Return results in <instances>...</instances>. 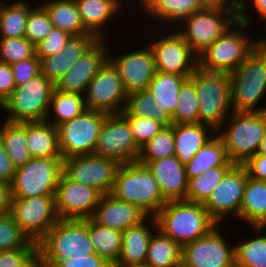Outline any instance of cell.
Wrapping results in <instances>:
<instances>
[{
    "instance_id": "obj_1",
    "label": "cell",
    "mask_w": 266,
    "mask_h": 267,
    "mask_svg": "<svg viewBox=\"0 0 266 267\" xmlns=\"http://www.w3.org/2000/svg\"><path fill=\"white\" fill-rule=\"evenodd\" d=\"M154 217L157 229L181 247L207 235L218 225L203 203L186 200L166 202Z\"/></svg>"
},
{
    "instance_id": "obj_2",
    "label": "cell",
    "mask_w": 266,
    "mask_h": 267,
    "mask_svg": "<svg viewBox=\"0 0 266 267\" xmlns=\"http://www.w3.org/2000/svg\"><path fill=\"white\" fill-rule=\"evenodd\" d=\"M111 195L137 206L147 216H155L166 204L158 182L148 168L138 162L119 165Z\"/></svg>"
},
{
    "instance_id": "obj_3",
    "label": "cell",
    "mask_w": 266,
    "mask_h": 267,
    "mask_svg": "<svg viewBox=\"0 0 266 267\" xmlns=\"http://www.w3.org/2000/svg\"><path fill=\"white\" fill-rule=\"evenodd\" d=\"M228 76L233 112L266 111V105L256 108L266 93V50L258 44Z\"/></svg>"
},
{
    "instance_id": "obj_4",
    "label": "cell",
    "mask_w": 266,
    "mask_h": 267,
    "mask_svg": "<svg viewBox=\"0 0 266 267\" xmlns=\"http://www.w3.org/2000/svg\"><path fill=\"white\" fill-rule=\"evenodd\" d=\"M238 20L237 6L232 3H209L183 19L185 24L177 32L189 44L192 51L199 56L212 45L228 28ZM183 22V24H181Z\"/></svg>"
},
{
    "instance_id": "obj_5",
    "label": "cell",
    "mask_w": 266,
    "mask_h": 267,
    "mask_svg": "<svg viewBox=\"0 0 266 267\" xmlns=\"http://www.w3.org/2000/svg\"><path fill=\"white\" fill-rule=\"evenodd\" d=\"M189 78L197 91L198 122L217 132L233 112L228 73L207 71L198 66Z\"/></svg>"
},
{
    "instance_id": "obj_6",
    "label": "cell",
    "mask_w": 266,
    "mask_h": 267,
    "mask_svg": "<svg viewBox=\"0 0 266 267\" xmlns=\"http://www.w3.org/2000/svg\"><path fill=\"white\" fill-rule=\"evenodd\" d=\"M265 132L266 111L232 112L216 134L224 143L228 159L243 165L257 153Z\"/></svg>"
},
{
    "instance_id": "obj_7",
    "label": "cell",
    "mask_w": 266,
    "mask_h": 267,
    "mask_svg": "<svg viewBox=\"0 0 266 267\" xmlns=\"http://www.w3.org/2000/svg\"><path fill=\"white\" fill-rule=\"evenodd\" d=\"M36 247L43 262L96 254L90 241L89 219H59Z\"/></svg>"
},
{
    "instance_id": "obj_8",
    "label": "cell",
    "mask_w": 266,
    "mask_h": 267,
    "mask_svg": "<svg viewBox=\"0 0 266 267\" xmlns=\"http://www.w3.org/2000/svg\"><path fill=\"white\" fill-rule=\"evenodd\" d=\"M246 27V23L237 20L198 56V66L207 71H234L259 44L258 39L253 41L244 34Z\"/></svg>"
},
{
    "instance_id": "obj_9",
    "label": "cell",
    "mask_w": 266,
    "mask_h": 267,
    "mask_svg": "<svg viewBox=\"0 0 266 267\" xmlns=\"http://www.w3.org/2000/svg\"><path fill=\"white\" fill-rule=\"evenodd\" d=\"M54 89L55 84L42 74L16 87L1 106L9 114L5 121H45Z\"/></svg>"
},
{
    "instance_id": "obj_10",
    "label": "cell",
    "mask_w": 266,
    "mask_h": 267,
    "mask_svg": "<svg viewBox=\"0 0 266 267\" xmlns=\"http://www.w3.org/2000/svg\"><path fill=\"white\" fill-rule=\"evenodd\" d=\"M62 170V157H32L16 168L10 184L11 198L54 196Z\"/></svg>"
},
{
    "instance_id": "obj_11",
    "label": "cell",
    "mask_w": 266,
    "mask_h": 267,
    "mask_svg": "<svg viewBox=\"0 0 266 267\" xmlns=\"http://www.w3.org/2000/svg\"><path fill=\"white\" fill-rule=\"evenodd\" d=\"M10 214L23 234L35 245L59 220L54 196L11 198Z\"/></svg>"
},
{
    "instance_id": "obj_12",
    "label": "cell",
    "mask_w": 266,
    "mask_h": 267,
    "mask_svg": "<svg viewBox=\"0 0 266 267\" xmlns=\"http://www.w3.org/2000/svg\"><path fill=\"white\" fill-rule=\"evenodd\" d=\"M108 114L85 110L81 115L57 126L62 159L94 154L101 126Z\"/></svg>"
},
{
    "instance_id": "obj_13",
    "label": "cell",
    "mask_w": 266,
    "mask_h": 267,
    "mask_svg": "<svg viewBox=\"0 0 266 267\" xmlns=\"http://www.w3.org/2000/svg\"><path fill=\"white\" fill-rule=\"evenodd\" d=\"M140 149L127 118L122 113L108 114L101 126L94 154L126 164L137 162Z\"/></svg>"
},
{
    "instance_id": "obj_14",
    "label": "cell",
    "mask_w": 266,
    "mask_h": 267,
    "mask_svg": "<svg viewBox=\"0 0 266 267\" xmlns=\"http://www.w3.org/2000/svg\"><path fill=\"white\" fill-rule=\"evenodd\" d=\"M119 163L95 154L63 159L62 173L72 181L89 186L101 195L111 194Z\"/></svg>"
},
{
    "instance_id": "obj_15",
    "label": "cell",
    "mask_w": 266,
    "mask_h": 267,
    "mask_svg": "<svg viewBox=\"0 0 266 267\" xmlns=\"http://www.w3.org/2000/svg\"><path fill=\"white\" fill-rule=\"evenodd\" d=\"M221 232L218 224L207 235L184 244L181 266L235 267V246L231 247Z\"/></svg>"
},
{
    "instance_id": "obj_16",
    "label": "cell",
    "mask_w": 266,
    "mask_h": 267,
    "mask_svg": "<svg viewBox=\"0 0 266 267\" xmlns=\"http://www.w3.org/2000/svg\"><path fill=\"white\" fill-rule=\"evenodd\" d=\"M84 95L87 110L106 114L121 113L128 96L118 70L109 60L90 81Z\"/></svg>"
},
{
    "instance_id": "obj_17",
    "label": "cell",
    "mask_w": 266,
    "mask_h": 267,
    "mask_svg": "<svg viewBox=\"0 0 266 267\" xmlns=\"http://www.w3.org/2000/svg\"><path fill=\"white\" fill-rule=\"evenodd\" d=\"M247 178L245 167L235 164L203 203L209 215L218 224L229 219L231 214L240 219V208Z\"/></svg>"
},
{
    "instance_id": "obj_18",
    "label": "cell",
    "mask_w": 266,
    "mask_h": 267,
    "mask_svg": "<svg viewBox=\"0 0 266 267\" xmlns=\"http://www.w3.org/2000/svg\"><path fill=\"white\" fill-rule=\"evenodd\" d=\"M149 47L153 52L156 71L189 78L198 67V56L177 31L157 38Z\"/></svg>"
},
{
    "instance_id": "obj_19",
    "label": "cell",
    "mask_w": 266,
    "mask_h": 267,
    "mask_svg": "<svg viewBox=\"0 0 266 267\" xmlns=\"http://www.w3.org/2000/svg\"><path fill=\"white\" fill-rule=\"evenodd\" d=\"M101 196L97 190L69 180L62 173L54 195L56 214L59 219H89Z\"/></svg>"
},
{
    "instance_id": "obj_20",
    "label": "cell",
    "mask_w": 266,
    "mask_h": 267,
    "mask_svg": "<svg viewBox=\"0 0 266 267\" xmlns=\"http://www.w3.org/2000/svg\"><path fill=\"white\" fill-rule=\"evenodd\" d=\"M106 39H98L56 82L55 89L84 95L90 81L109 60Z\"/></svg>"
},
{
    "instance_id": "obj_21",
    "label": "cell",
    "mask_w": 266,
    "mask_h": 267,
    "mask_svg": "<svg viewBox=\"0 0 266 267\" xmlns=\"http://www.w3.org/2000/svg\"><path fill=\"white\" fill-rule=\"evenodd\" d=\"M109 61L118 70L127 95L147 90L156 72L153 52L149 45L115 58L109 57Z\"/></svg>"
},
{
    "instance_id": "obj_22",
    "label": "cell",
    "mask_w": 266,
    "mask_h": 267,
    "mask_svg": "<svg viewBox=\"0 0 266 267\" xmlns=\"http://www.w3.org/2000/svg\"><path fill=\"white\" fill-rule=\"evenodd\" d=\"M137 162L145 165L152 173L166 202L185 200L188 180L184 165L175 155L152 161Z\"/></svg>"
},
{
    "instance_id": "obj_23",
    "label": "cell",
    "mask_w": 266,
    "mask_h": 267,
    "mask_svg": "<svg viewBox=\"0 0 266 267\" xmlns=\"http://www.w3.org/2000/svg\"><path fill=\"white\" fill-rule=\"evenodd\" d=\"M146 217L147 215L137 206L107 194L101 196L91 219L101 226L124 232Z\"/></svg>"
},
{
    "instance_id": "obj_24",
    "label": "cell",
    "mask_w": 266,
    "mask_h": 267,
    "mask_svg": "<svg viewBox=\"0 0 266 267\" xmlns=\"http://www.w3.org/2000/svg\"><path fill=\"white\" fill-rule=\"evenodd\" d=\"M97 40L93 34L71 36L58 54L40 59L41 74L56 84Z\"/></svg>"
},
{
    "instance_id": "obj_25",
    "label": "cell",
    "mask_w": 266,
    "mask_h": 267,
    "mask_svg": "<svg viewBox=\"0 0 266 267\" xmlns=\"http://www.w3.org/2000/svg\"><path fill=\"white\" fill-rule=\"evenodd\" d=\"M148 221H152L149 222V224L151 223L154 226L152 228L157 227L155 217L147 216L139 224L129 227L122 232V248L116 265H145L149 243L154 233L151 230V226L147 224Z\"/></svg>"
},
{
    "instance_id": "obj_26",
    "label": "cell",
    "mask_w": 266,
    "mask_h": 267,
    "mask_svg": "<svg viewBox=\"0 0 266 267\" xmlns=\"http://www.w3.org/2000/svg\"><path fill=\"white\" fill-rule=\"evenodd\" d=\"M216 133L212 127L199 122L174 124L175 156L185 166Z\"/></svg>"
},
{
    "instance_id": "obj_27",
    "label": "cell",
    "mask_w": 266,
    "mask_h": 267,
    "mask_svg": "<svg viewBox=\"0 0 266 267\" xmlns=\"http://www.w3.org/2000/svg\"><path fill=\"white\" fill-rule=\"evenodd\" d=\"M122 0H75L84 28L98 39H105L103 28L123 10ZM117 12V13H116Z\"/></svg>"
},
{
    "instance_id": "obj_28",
    "label": "cell",
    "mask_w": 266,
    "mask_h": 267,
    "mask_svg": "<svg viewBox=\"0 0 266 267\" xmlns=\"http://www.w3.org/2000/svg\"><path fill=\"white\" fill-rule=\"evenodd\" d=\"M240 218L251 225L256 235L266 229V181L247 178Z\"/></svg>"
},
{
    "instance_id": "obj_29",
    "label": "cell",
    "mask_w": 266,
    "mask_h": 267,
    "mask_svg": "<svg viewBox=\"0 0 266 267\" xmlns=\"http://www.w3.org/2000/svg\"><path fill=\"white\" fill-rule=\"evenodd\" d=\"M142 10L156 19L170 24H177L196 11L203 9L208 0H139ZM154 16V17H153Z\"/></svg>"
},
{
    "instance_id": "obj_30",
    "label": "cell",
    "mask_w": 266,
    "mask_h": 267,
    "mask_svg": "<svg viewBox=\"0 0 266 267\" xmlns=\"http://www.w3.org/2000/svg\"><path fill=\"white\" fill-rule=\"evenodd\" d=\"M25 137L32 157H62L57 127L47 121L25 122Z\"/></svg>"
},
{
    "instance_id": "obj_31",
    "label": "cell",
    "mask_w": 266,
    "mask_h": 267,
    "mask_svg": "<svg viewBox=\"0 0 266 267\" xmlns=\"http://www.w3.org/2000/svg\"><path fill=\"white\" fill-rule=\"evenodd\" d=\"M234 165L227 157L222 139L216 134L197 151L190 162L184 167L187 180H189L201 175L210 168Z\"/></svg>"
},
{
    "instance_id": "obj_32",
    "label": "cell",
    "mask_w": 266,
    "mask_h": 267,
    "mask_svg": "<svg viewBox=\"0 0 266 267\" xmlns=\"http://www.w3.org/2000/svg\"><path fill=\"white\" fill-rule=\"evenodd\" d=\"M42 3L54 27L71 36L90 34L82 24L75 0H47Z\"/></svg>"
},
{
    "instance_id": "obj_33",
    "label": "cell",
    "mask_w": 266,
    "mask_h": 267,
    "mask_svg": "<svg viewBox=\"0 0 266 267\" xmlns=\"http://www.w3.org/2000/svg\"><path fill=\"white\" fill-rule=\"evenodd\" d=\"M89 235L94 251L108 264H117L122 248V232L101 226L89 218Z\"/></svg>"
},
{
    "instance_id": "obj_34",
    "label": "cell",
    "mask_w": 266,
    "mask_h": 267,
    "mask_svg": "<svg viewBox=\"0 0 266 267\" xmlns=\"http://www.w3.org/2000/svg\"><path fill=\"white\" fill-rule=\"evenodd\" d=\"M187 79L183 75L156 71L148 84L147 90L155 97L157 105L172 115L178 104L181 85Z\"/></svg>"
},
{
    "instance_id": "obj_35",
    "label": "cell",
    "mask_w": 266,
    "mask_h": 267,
    "mask_svg": "<svg viewBox=\"0 0 266 267\" xmlns=\"http://www.w3.org/2000/svg\"><path fill=\"white\" fill-rule=\"evenodd\" d=\"M121 113L124 116L152 118L164 126L173 125L170 113L157 105V100L148 90L129 94L124 110Z\"/></svg>"
},
{
    "instance_id": "obj_36",
    "label": "cell",
    "mask_w": 266,
    "mask_h": 267,
    "mask_svg": "<svg viewBox=\"0 0 266 267\" xmlns=\"http://www.w3.org/2000/svg\"><path fill=\"white\" fill-rule=\"evenodd\" d=\"M153 230L155 233L151 236L145 265L148 267H180L182 247L163 235L157 227Z\"/></svg>"
},
{
    "instance_id": "obj_37",
    "label": "cell",
    "mask_w": 266,
    "mask_h": 267,
    "mask_svg": "<svg viewBox=\"0 0 266 267\" xmlns=\"http://www.w3.org/2000/svg\"><path fill=\"white\" fill-rule=\"evenodd\" d=\"M83 96L77 93H64L54 89L45 121L57 127L81 115L86 110ZM50 115L52 116L50 117Z\"/></svg>"
},
{
    "instance_id": "obj_38",
    "label": "cell",
    "mask_w": 266,
    "mask_h": 267,
    "mask_svg": "<svg viewBox=\"0 0 266 267\" xmlns=\"http://www.w3.org/2000/svg\"><path fill=\"white\" fill-rule=\"evenodd\" d=\"M13 2L6 5L0 0V38L25 37L28 13L34 6L24 0Z\"/></svg>"
},
{
    "instance_id": "obj_39",
    "label": "cell",
    "mask_w": 266,
    "mask_h": 267,
    "mask_svg": "<svg viewBox=\"0 0 266 267\" xmlns=\"http://www.w3.org/2000/svg\"><path fill=\"white\" fill-rule=\"evenodd\" d=\"M4 122L0 127V139L12 164L18 168L32 158L26 145L25 122Z\"/></svg>"
},
{
    "instance_id": "obj_40",
    "label": "cell",
    "mask_w": 266,
    "mask_h": 267,
    "mask_svg": "<svg viewBox=\"0 0 266 267\" xmlns=\"http://www.w3.org/2000/svg\"><path fill=\"white\" fill-rule=\"evenodd\" d=\"M232 167L217 166L206 170L197 177L190 178L185 200L204 203Z\"/></svg>"
},
{
    "instance_id": "obj_41",
    "label": "cell",
    "mask_w": 266,
    "mask_h": 267,
    "mask_svg": "<svg viewBox=\"0 0 266 267\" xmlns=\"http://www.w3.org/2000/svg\"><path fill=\"white\" fill-rule=\"evenodd\" d=\"M198 96L195 83L188 78L182 85L178 94V104L171 115L173 124L198 123Z\"/></svg>"
},
{
    "instance_id": "obj_42",
    "label": "cell",
    "mask_w": 266,
    "mask_h": 267,
    "mask_svg": "<svg viewBox=\"0 0 266 267\" xmlns=\"http://www.w3.org/2000/svg\"><path fill=\"white\" fill-rule=\"evenodd\" d=\"M263 235L235 245V267H266V235Z\"/></svg>"
},
{
    "instance_id": "obj_43",
    "label": "cell",
    "mask_w": 266,
    "mask_h": 267,
    "mask_svg": "<svg viewBox=\"0 0 266 267\" xmlns=\"http://www.w3.org/2000/svg\"><path fill=\"white\" fill-rule=\"evenodd\" d=\"M174 124L164 126L140 149L137 161H152L175 155Z\"/></svg>"
},
{
    "instance_id": "obj_44",
    "label": "cell",
    "mask_w": 266,
    "mask_h": 267,
    "mask_svg": "<svg viewBox=\"0 0 266 267\" xmlns=\"http://www.w3.org/2000/svg\"><path fill=\"white\" fill-rule=\"evenodd\" d=\"M35 248L36 245L23 234L10 213L0 216V252Z\"/></svg>"
},
{
    "instance_id": "obj_45",
    "label": "cell",
    "mask_w": 266,
    "mask_h": 267,
    "mask_svg": "<svg viewBox=\"0 0 266 267\" xmlns=\"http://www.w3.org/2000/svg\"><path fill=\"white\" fill-rule=\"evenodd\" d=\"M34 54L35 46L25 37L0 39V61L3 63L12 65Z\"/></svg>"
},
{
    "instance_id": "obj_46",
    "label": "cell",
    "mask_w": 266,
    "mask_h": 267,
    "mask_svg": "<svg viewBox=\"0 0 266 267\" xmlns=\"http://www.w3.org/2000/svg\"><path fill=\"white\" fill-rule=\"evenodd\" d=\"M53 27L48 13L41 4H38L28 13L25 38L35 46L48 35Z\"/></svg>"
},
{
    "instance_id": "obj_47",
    "label": "cell",
    "mask_w": 266,
    "mask_h": 267,
    "mask_svg": "<svg viewBox=\"0 0 266 267\" xmlns=\"http://www.w3.org/2000/svg\"><path fill=\"white\" fill-rule=\"evenodd\" d=\"M129 122L136 144L141 148L164 127L163 124L152 118L125 116Z\"/></svg>"
},
{
    "instance_id": "obj_48",
    "label": "cell",
    "mask_w": 266,
    "mask_h": 267,
    "mask_svg": "<svg viewBox=\"0 0 266 267\" xmlns=\"http://www.w3.org/2000/svg\"><path fill=\"white\" fill-rule=\"evenodd\" d=\"M70 37L68 33L53 27L48 35L35 45V55L41 59L58 54Z\"/></svg>"
},
{
    "instance_id": "obj_49",
    "label": "cell",
    "mask_w": 266,
    "mask_h": 267,
    "mask_svg": "<svg viewBox=\"0 0 266 267\" xmlns=\"http://www.w3.org/2000/svg\"><path fill=\"white\" fill-rule=\"evenodd\" d=\"M16 87L41 74L40 59L34 54L31 58L11 65Z\"/></svg>"
},
{
    "instance_id": "obj_50",
    "label": "cell",
    "mask_w": 266,
    "mask_h": 267,
    "mask_svg": "<svg viewBox=\"0 0 266 267\" xmlns=\"http://www.w3.org/2000/svg\"><path fill=\"white\" fill-rule=\"evenodd\" d=\"M52 267H112L98 254L85 257H73L59 262H44Z\"/></svg>"
},
{
    "instance_id": "obj_51",
    "label": "cell",
    "mask_w": 266,
    "mask_h": 267,
    "mask_svg": "<svg viewBox=\"0 0 266 267\" xmlns=\"http://www.w3.org/2000/svg\"><path fill=\"white\" fill-rule=\"evenodd\" d=\"M16 85L11 65L0 61V104L2 105L15 90Z\"/></svg>"
},
{
    "instance_id": "obj_52",
    "label": "cell",
    "mask_w": 266,
    "mask_h": 267,
    "mask_svg": "<svg viewBox=\"0 0 266 267\" xmlns=\"http://www.w3.org/2000/svg\"><path fill=\"white\" fill-rule=\"evenodd\" d=\"M243 166L245 167L248 177L255 180L266 181V155L255 154L249 158Z\"/></svg>"
},
{
    "instance_id": "obj_53",
    "label": "cell",
    "mask_w": 266,
    "mask_h": 267,
    "mask_svg": "<svg viewBox=\"0 0 266 267\" xmlns=\"http://www.w3.org/2000/svg\"><path fill=\"white\" fill-rule=\"evenodd\" d=\"M15 172L16 167L12 164V161L4 148L3 142L0 139V181L10 185L13 181Z\"/></svg>"
},
{
    "instance_id": "obj_54",
    "label": "cell",
    "mask_w": 266,
    "mask_h": 267,
    "mask_svg": "<svg viewBox=\"0 0 266 267\" xmlns=\"http://www.w3.org/2000/svg\"><path fill=\"white\" fill-rule=\"evenodd\" d=\"M34 249H17L0 252V267H16Z\"/></svg>"
},
{
    "instance_id": "obj_55",
    "label": "cell",
    "mask_w": 266,
    "mask_h": 267,
    "mask_svg": "<svg viewBox=\"0 0 266 267\" xmlns=\"http://www.w3.org/2000/svg\"><path fill=\"white\" fill-rule=\"evenodd\" d=\"M11 190L8 183L0 181V216L10 213Z\"/></svg>"
},
{
    "instance_id": "obj_56",
    "label": "cell",
    "mask_w": 266,
    "mask_h": 267,
    "mask_svg": "<svg viewBox=\"0 0 266 267\" xmlns=\"http://www.w3.org/2000/svg\"><path fill=\"white\" fill-rule=\"evenodd\" d=\"M229 3H232L237 6L238 9V20L246 23L248 26L251 24L249 16L246 14V9L250 3H246L245 0H228ZM248 5V6H247Z\"/></svg>"
},
{
    "instance_id": "obj_57",
    "label": "cell",
    "mask_w": 266,
    "mask_h": 267,
    "mask_svg": "<svg viewBox=\"0 0 266 267\" xmlns=\"http://www.w3.org/2000/svg\"><path fill=\"white\" fill-rule=\"evenodd\" d=\"M41 255L36 247L20 264L16 267H36L41 262Z\"/></svg>"
},
{
    "instance_id": "obj_58",
    "label": "cell",
    "mask_w": 266,
    "mask_h": 267,
    "mask_svg": "<svg viewBox=\"0 0 266 267\" xmlns=\"http://www.w3.org/2000/svg\"><path fill=\"white\" fill-rule=\"evenodd\" d=\"M248 1V0H246ZM255 11L258 13V17H260L261 21L266 20V0H251ZM266 22V21H265Z\"/></svg>"
},
{
    "instance_id": "obj_59",
    "label": "cell",
    "mask_w": 266,
    "mask_h": 267,
    "mask_svg": "<svg viewBox=\"0 0 266 267\" xmlns=\"http://www.w3.org/2000/svg\"><path fill=\"white\" fill-rule=\"evenodd\" d=\"M257 154H263L266 155V132L264 135V138L262 139L259 148L257 150Z\"/></svg>"
},
{
    "instance_id": "obj_60",
    "label": "cell",
    "mask_w": 266,
    "mask_h": 267,
    "mask_svg": "<svg viewBox=\"0 0 266 267\" xmlns=\"http://www.w3.org/2000/svg\"><path fill=\"white\" fill-rule=\"evenodd\" d=\"M112 267H148V266L147 265H135V266L114 265Z\"/></svg>"
},
{
    "instance_id": "obj_61",
    "label": "cell",
    "mask_w": 266,
    "mask_h": 267,
    "mask_svg": "<svg viewBox=\"0 0 266 267\" xmlns=\"http://www.w3.org/2000/svg\"><path fill=\"white\" fill-rule=\"evenodd\" d=\"M210 3H227L228 0H208Z\"/></svg>"
},
{
    "instance_id": "obj_62",
    "label": "cell",
    "mask_w": 266,
    "mask_h": 267,
    "mask_svg": "<svg viewBox=\"0 0 266 267\" xmlns=\"http://www.w3.org/2000/svg\"><path fill=\"white\" fill-rule=\"evenodd\" d=\"M36 267H52V266L41 261Z\"/></svg>"
},
{
    "instance_id": "obj_63",
    "label": "cell",
    "mask_w": 266,
    "mask_h": 267,
    "mask_svg": "<svg viewBox=\"0 0 266 267\" xmlns=\"http://www.w3.org/2000/svg\"><path fill=\"white\" fill-rule=\"evenodd\" d=\"M259 45L266 50V42H259Z\"/></svg>"
},
{
    "instance_id": "obj_64",
    "label": "cell",
    "mask_w": 266,
    "mask_h": 267,
    "mask_svg": "<svg viewBox=\"0 0 266 267\" xmlns=\"http://www.w3.org/2000/svg\"><path fill=\"white\" fill-rule=\"evenodd\" d=\"M258 42H266V38H261V37H260V38L258 39Z\"/></svg>"
}]
</instances>
